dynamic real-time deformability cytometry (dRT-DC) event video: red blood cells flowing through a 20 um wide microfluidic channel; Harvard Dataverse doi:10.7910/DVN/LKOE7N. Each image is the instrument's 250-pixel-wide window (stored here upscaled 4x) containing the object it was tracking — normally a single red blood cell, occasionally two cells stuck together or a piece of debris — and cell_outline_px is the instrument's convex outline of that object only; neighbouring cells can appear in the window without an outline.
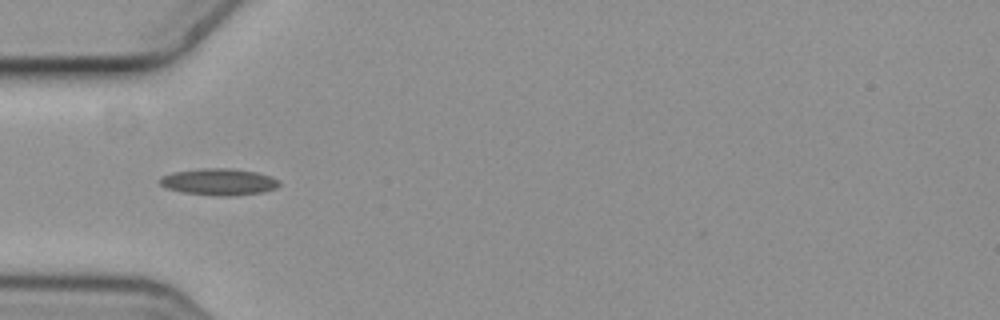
{"species": "common noctule bat (a hibernating species)", "species_latin": "Nyctalus noctula", "temperature_condition": "cold", "stored_images_in_passage": 8, "camera_frame_rate_fps": 3000, "um_per_image_px": 0.085, "animal": {"sex": "female", "body_mass_g": 19.3, "forearm_length_mm": 54.1}, "frame": {"image": 1, "passage_image": 3, "time_ms": 0.667, "image_size_px": [1000, 320], "cell_outline_px": [[280, 184], [276, 188], [264, 192], [232, 196], [216, 196], [180, 192], [168, 188], [160, 184], [160, 176], [172, 172], [200, 168], [232, 168], [256, 172], [280, 180]], "centroid_in_image_um": [18.6, 15.46], "position_along_channel_um": 66.4, "area_um2": 18.73}}
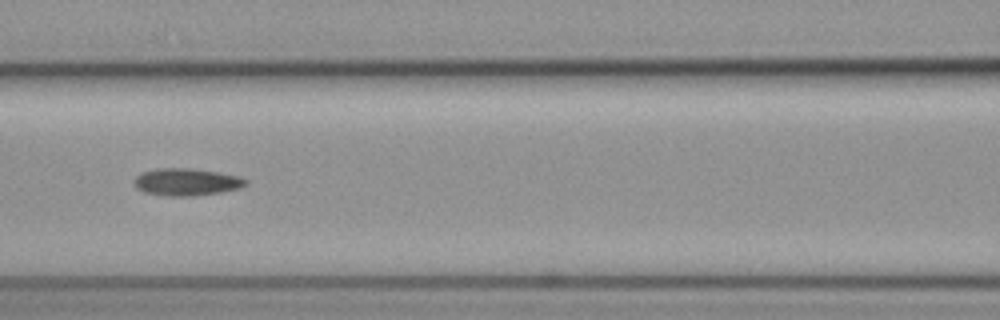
{"frame": {"image": 2, "passage_image": 5, "time_ms": 1.333, "image_size_px": [1000, 320], "cell_outline_px": [[248, 184], [240, 188], [220, 192], [192, 196], [168, 196], [144, 192], [136, 188], [136, 176], [144, 172], [156, 168], [192, 168], [216, 172], [236, 176], [248, 180]], "centroid_in_image_um": [15.87, 15.47], "position_along_channel_um": 150.7, "area_um2": 17.51}}
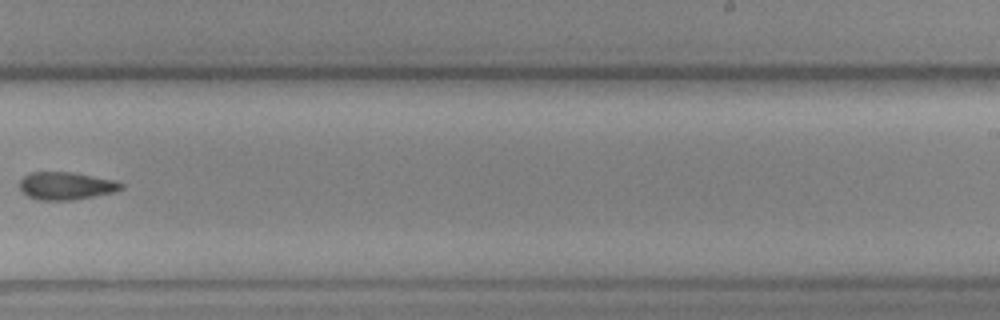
{"frame": {"image": 3, "passage_image": 8, "time_ms": 2.333, "image_size_px": [1000, 320], "cell_outline_px": [[124, 188], [112, 192], [72, 200], [36, 200], [28, 196], [20, 188], [20, 180], [24, 176], [32, 172], [72, 172], [116, 180], [124, 184]], "centroid_in_image_um": [5.62, 15.79], "position_along_channel_um": 283.4, "area_um2": 16.3}}